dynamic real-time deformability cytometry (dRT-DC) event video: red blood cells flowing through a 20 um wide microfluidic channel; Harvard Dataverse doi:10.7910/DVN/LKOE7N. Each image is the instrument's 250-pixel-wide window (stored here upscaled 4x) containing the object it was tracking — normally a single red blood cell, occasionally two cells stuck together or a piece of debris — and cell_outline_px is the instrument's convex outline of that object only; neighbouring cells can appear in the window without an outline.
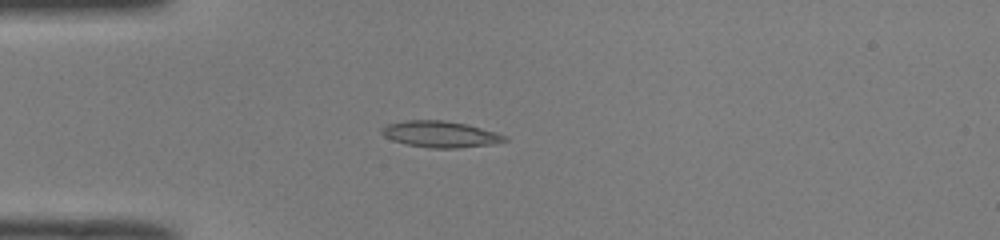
{"species": "common noctule bat (a hibernating species)", "species_latin": "Nyctalus noctula", "temperature_condition": "room temperature", "stored_images_in_passage": 38, "camera_frame_rate_fps": 3000, "um_per_image_px": 0.085, "animal": {"sex": "male", "body_mass_g": 19.0, "forearm_length_mm": 50.8}, "frame": {"image": 1, "passage_image": 1, "time_ms": 0.0, "image_size_px": [1000, 240], "cell_outline_px": [[508, 140], [496, 144], [456, 148], [432, 148], [408, 144], [392, 140], [384, 136], [380, 132], [380, 128], [388, 124], [408, 120], [444, 120], [468, 124], [496, 132], [508, 136]], "centroid_in_image_um": [37.47, 11.4], "position_along_channel_um": 47.5, "area_um2": 18.96}}
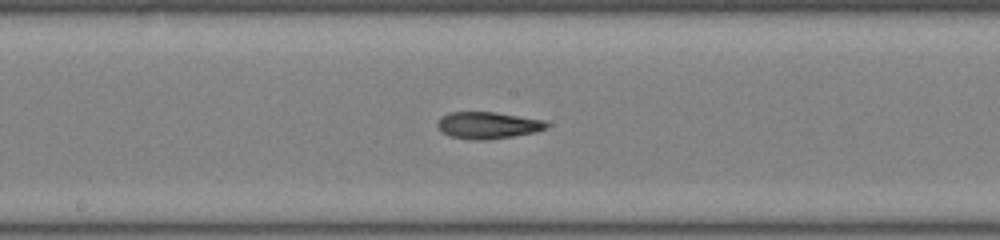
{"frame": {"image": 2, "passage_image": 14, "time_ms": 4.333, "image_size_px": [1000, 240], "cell_outline_px": [[548, 128], [536, 132], [512, 136], [484, 140], [476, 140], [448, 136], [440, 132], [436, 124], [444, 116], [452, 112], [496, 112], [544, 120], [548, 124]], "centroid_in_image_um": [41.47, 10.65], "position_along_channel_um": 206.7, "area_um2": 16.99}}
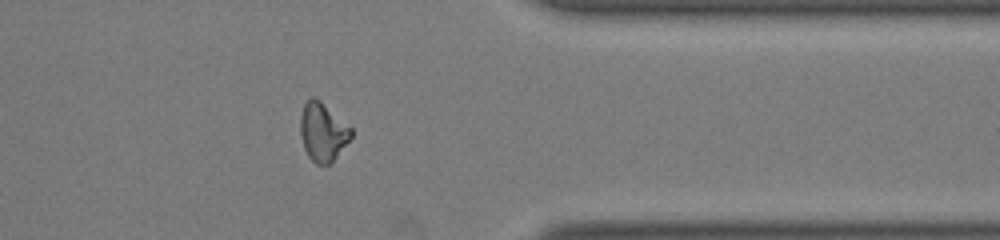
{"frame": {"image": 3, "passage_image": 28, "time_ms": 9.0, "image_size_px": [1000, 240], "cell_outline_px": [[352, 136], [332, 164], [316, 164], [308, 156], [304, 148], [300, 136], [300, 116], [304, 104], [312, 96], [320, 100], [352, 128]], "centroid_in_image_um": [27.43, 11.23], "position_along_channel_um": 384.0, "area_um2": 17.4}, "authors_computed_cell_mechanics": {"area_um2": 16.9932, "velocity_mm_per_s": 4.0248, "shape_relaxation_time_tau1_ms": null, "shape_relaxation_time_tau2_ms": 4.31, "deformation_change_tau1": null, "deformation_change_tau2": 0.1194}}